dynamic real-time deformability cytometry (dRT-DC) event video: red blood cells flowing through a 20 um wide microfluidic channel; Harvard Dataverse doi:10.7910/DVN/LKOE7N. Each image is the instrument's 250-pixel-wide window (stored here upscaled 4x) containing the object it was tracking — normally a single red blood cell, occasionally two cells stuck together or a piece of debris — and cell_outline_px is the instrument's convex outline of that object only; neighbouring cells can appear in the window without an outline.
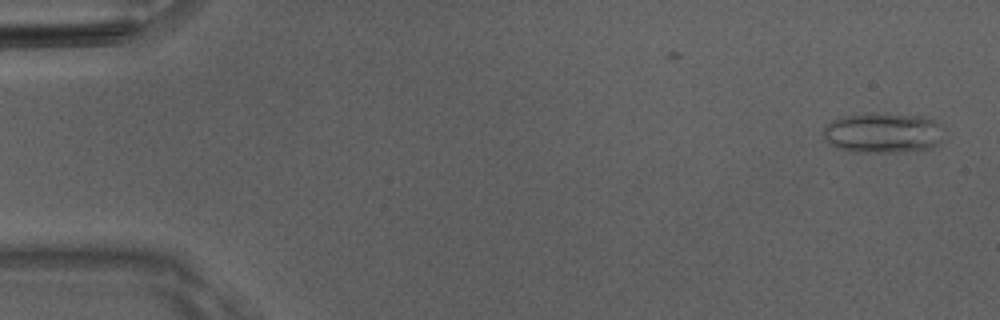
{"species": "Egyptian fruit bat (a non-hibernating species)", "species_latin": "Rousettus aegyptiacus", "temperature_condition": "room temperature", "stored_images_in_passage": 51, "camera_frame_rate_fps": 3000, "um_per_image_px": 0.085, "animal": {"sex": "male"}, "frame": {"image": 1, "passage_image": 2, "time_ms": 0.333, "image_size_px": [1000, 320], "cell_outline_px": [[948, 136], [932, 148], [916, 152], [852, 152], [836, 148], [828, 144], [824, 140], [824, 128], [832, 120], [840, 116], [864, 112], [884, 112], [928, 116], [944, 124]], "centroid_in_image_um": [75.16, 11.27], "position_along_channel_um": 9.8, "area_um2": 30.11}}
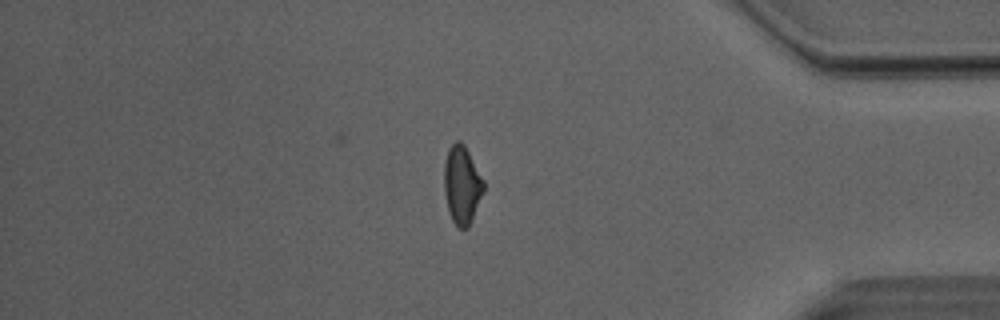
{"frame": {"image": 2, "passage_image": 43, "time_ms": 14.0, "image_size_px": [1000, 320], "cell_outline_px": [[484, 192], [472, 220], [468, 228], [460, 228], [452, 220], [448, 208], [444, 192], [444, 164], [448, 148], [456, 140], [460, 140], [464, 144], [484, 180]], "centroid_in_image_um": [39.27, 15.7], "position_along_channel_um": 395.9, "area_um2": 18.03}}
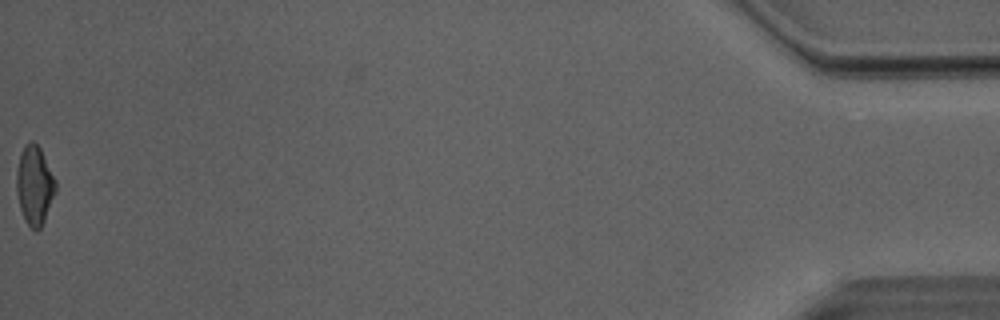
{"frame": {"image": 3, "passage_image": 51, "time_ms": 16.667, "image_size_px": [1000, 320], "cell_outline_px": [[56, 192], [44, 220], [40, 228], [32, 228], [24, 220], [20, 208], [16, 192], [16, 168], [20, 152], [24, 144], [28, 140], [32, 140], [40, 148], [56, 180]], "centroid_in_image_um": [2.91, 15.69], "position_along_channel_um": 432.3, "area_um2": 18.09}, "authors_computed_cell_mechanics": {"area_um2": 18.5538, "velocity_mm_per_s": 4.0598, "shape_relaxation_time_tau1_ms": 4.5393, "shape_relaxation_time_tau2_ms": 2.1981, "deformation_change_tau1": 0.151, "deformation_change_tau2": 0.1012}}